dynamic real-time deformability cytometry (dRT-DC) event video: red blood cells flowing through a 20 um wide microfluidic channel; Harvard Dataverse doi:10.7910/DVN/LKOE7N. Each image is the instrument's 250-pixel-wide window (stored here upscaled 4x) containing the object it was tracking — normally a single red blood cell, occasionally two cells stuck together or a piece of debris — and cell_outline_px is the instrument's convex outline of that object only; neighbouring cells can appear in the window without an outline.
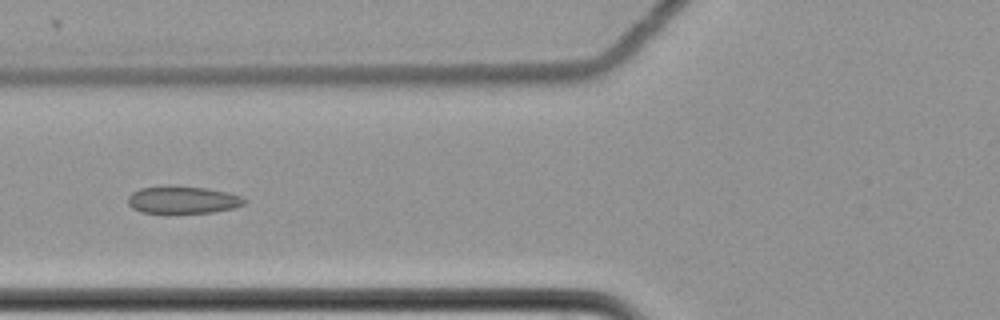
{"species": "common noctule bat (a hibernating species)", "species_latin": "Nyctalus noctula", "temperature_condition": "cold", "stored_images_in_passage": 8, "camera_frame_rate_fps": 3000, "um_per_image_px": 0.085, "animal": {"sex": "female", "body_mass_g": 22.7, "forearm_length_mm": 54.2}, "frame": {"image": 1, "passage_image": 7, "time_ms": 2.0, "image_size_px": [1000, 320], "cell_outline_px": [[248, 200], [244, 204], [236, 208], [212, 212], [140, 212], [132, 208], [128, 204], [128, 196], [132, 192], [140, 188], [164, 184], [168, 184], [208, 188], [228, 192], [240, 196]], "centroid_in_image_um": [15.53, 16.95], "position_along_channel_um": 110.3, "area_um2": 18.9}}
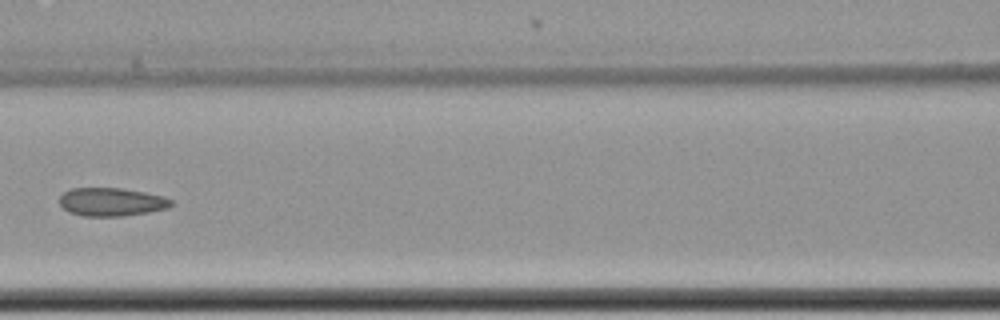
{"frame": {"image": 2, "passage_image": 8, "time_ms": 2.333, "image_size_px": [1000, 320], "cell_outline_px": [[176, 204], [168, 208], [148, 212], [120, 216], [84, 216], [68, 212], [60, 204], [60, 196], [64, 192], [72, 188], [124, 188], [164, 196], [172, 200]], "centroid_in_image_um": [9.51, 17.16], "position_along_channel_um": 157.1, "area_um2": 18.5}}